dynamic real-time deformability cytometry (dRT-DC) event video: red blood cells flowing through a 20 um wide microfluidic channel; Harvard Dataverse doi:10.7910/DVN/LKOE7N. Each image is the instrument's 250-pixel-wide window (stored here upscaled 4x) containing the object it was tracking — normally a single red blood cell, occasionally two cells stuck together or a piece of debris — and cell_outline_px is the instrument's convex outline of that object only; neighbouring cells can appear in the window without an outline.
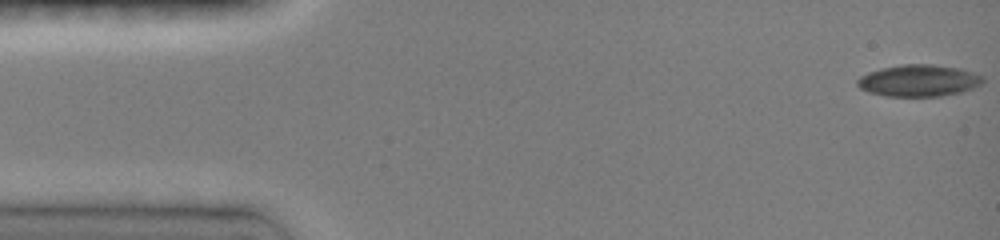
{"species": "common noctule bat (a hibernating species)", "species_latin": "Nyctalus noctula", "temperature_condition": "room temperature", "stored_images_in_passage": 36, "camera_frame_rate_fps": 3000, "um_per_image_px": 0.085, "animal": {"sex": "female", "body_mass_g": 19.0, "forearm_length_mm": 51.5}, "frame": {"image": 1, "passage_image": 1, "time_ms": 0.0, "image_size_px": [1000, 240], "cell_outline_px": [[984, 80], [980, 84], [972, 88], [960, 92], [940, 96], [884, 96], [868, 92], [860, 88], [856, 84], [856, 80], [860, 76], [868, 72], [880, 68], [900, 64], [932, 64], [960, 68], [984, 76]], "centroid_in_image_um": [78.06, 6.84], "position_along_channel_um": 6.9, "area_um2": 23.35}}
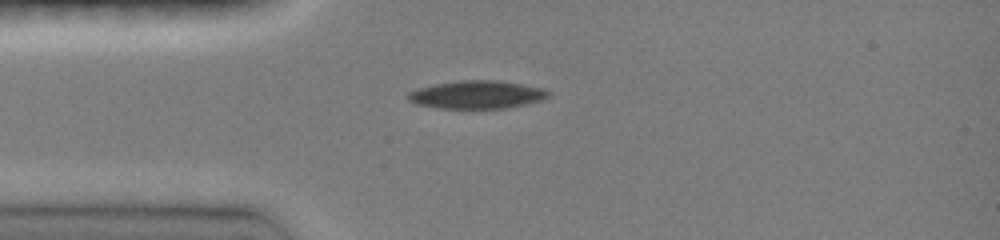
{"frame": {"image": 2, "passage_image": 11, "time_ms": 3.667, "image_size_px": [1000, 240], "cell_outline_px": [[552, 96], [544, 100], [528, 104], [508, 108], [440, 108], [416, 104], [408, 100], [408, 92], [416, 88], [436, 84], [460, 80], [496, 80], [524, 84], [544, 88], [552, 92]], "centroid_in_image_um": [40.62, 8.04], "position_along_channel_um": 44.4, "area_um2": 23.24}}
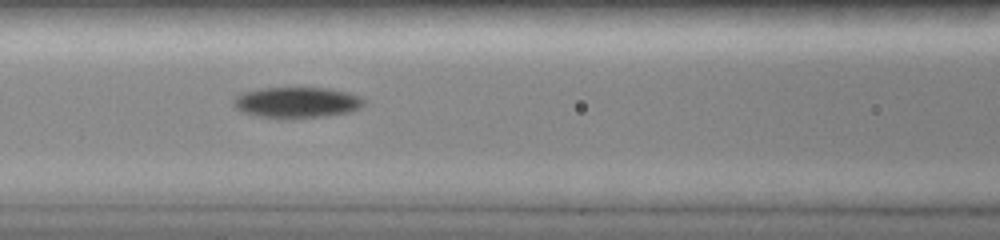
{"frame": {"image": 3, "passage_image": 20, "time_ms": 6.333, "image_size_px": [1000, 240], "cell_outline_px": [[368, 100], [360, 108], [352, 112], [324, 116], [284, 120], [252, 116], [240, 112], [232, 104], [232, 100], [236, 96], [244, 92], [260, 88], [328, 88], [348, 92], [360, 96]], "centroid_in_image_um": [25.21, 8.74], "position_along_channel_um": 141.4, "area_um2": 24.22}}